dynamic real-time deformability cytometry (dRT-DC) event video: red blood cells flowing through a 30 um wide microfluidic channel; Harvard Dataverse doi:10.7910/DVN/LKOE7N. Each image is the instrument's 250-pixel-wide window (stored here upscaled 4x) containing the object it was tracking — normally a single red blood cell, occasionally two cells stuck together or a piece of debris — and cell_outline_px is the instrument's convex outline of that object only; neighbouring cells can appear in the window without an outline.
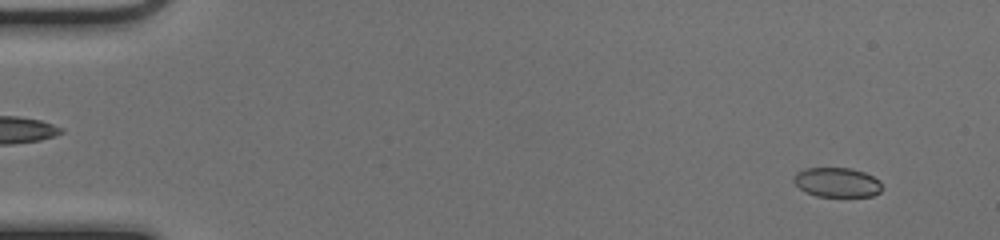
{"species": "common noctule bat (a hibernating species)", "species_latin": "Nyctalus noctula", "temperature_condition": "cold", "stored_images_in_passage": 51, "camera_frame_rate_fps": 3000, "um_per_image_px": 0.085, "animal": {"sex": "female", "body_mass_g": 17.0, "forearm_length_mm": 48.0}, "frame": {"image": 1, "passage_image": 4, "time_ms": 1.0, "image_size_px": [1000, 240], "cell_outline_px": [[884, 188], [880, 192], [872, 196], [816, 196], [804, 192], [792, 180], [792, 176], [796, 172], [804, 168], [852, 168], [864, 172], [880, 180]], "centroid_in_image_um": [71.14, 15.49], "position_along_channel_um": 13.9, "area_um2": 15.43}}
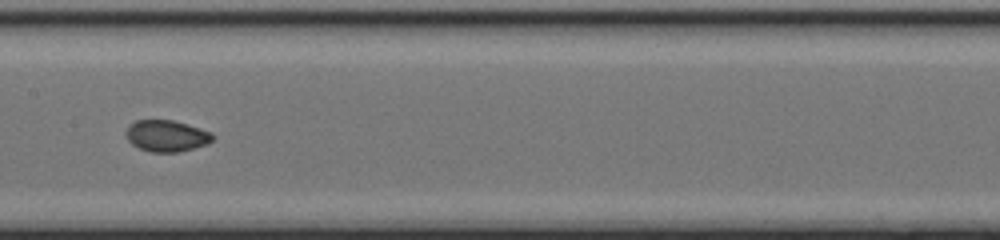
{"frame": {"image": 2, "passage_image": 27, "time_ms": 8.667, "image_size_px": [1000, 240], "cell_outline_px": [[216, 136], [208, 144], [180, 152], [148, 152], [132, 144], [128, 140], [124, 132], [128, 124], [136, 120], [172, 120], [188, 124], [212, 132]], "centroid_in_image_um": [14.16, 11.54], "position_along_channel_um": 193.2, "area_um2": 16.18}}
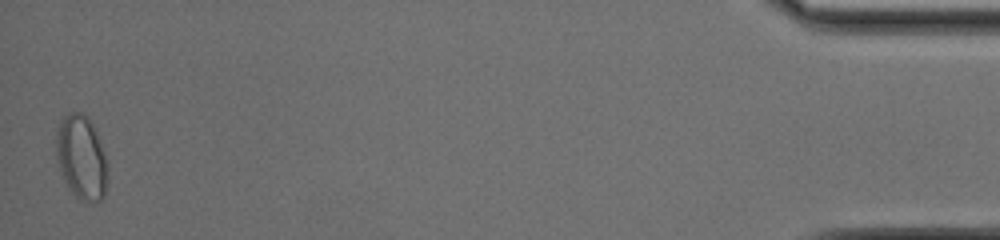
{"frame": {"image": 3, "passage_image": 51, "time_ms": 16.667, "image_size_px": [1000, 240], "cell_outline_px": [[108, 180], [104, 196], [100, 200], [80, 200], [72, 192], [60, 168], [56, 156], [56, 132], [60, 120], [68, 112], [80, 112], [88, 116], [96, 132], [104, 152], [108, 164]], "centroid_in_image_um": [6.94, 13.34], "position_along_channel_um": 428.3, "area_um2": 25.09}}